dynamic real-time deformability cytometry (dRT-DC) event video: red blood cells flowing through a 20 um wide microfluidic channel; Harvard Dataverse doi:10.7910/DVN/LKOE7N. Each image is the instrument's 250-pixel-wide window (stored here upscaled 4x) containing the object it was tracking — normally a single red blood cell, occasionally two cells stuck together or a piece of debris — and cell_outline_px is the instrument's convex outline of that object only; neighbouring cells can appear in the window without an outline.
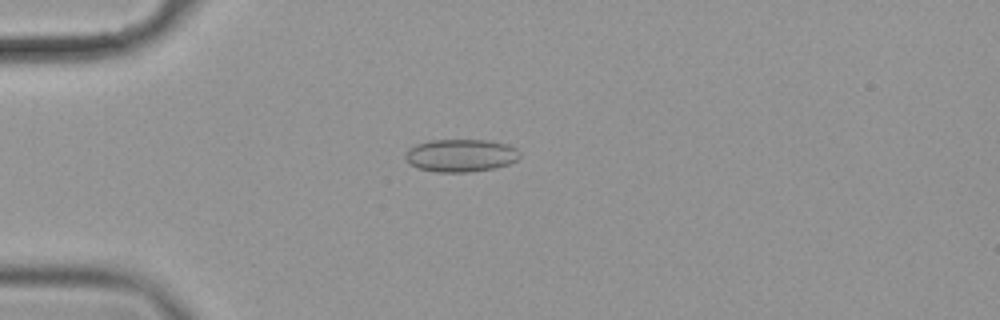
{"species": "common noctule bat (a hibernating species)", "species_latin": "Nyctalus noctula", "temperature_condition": "cold", "stored_images_in_passage": 57, "camera_frame_rate_fps": 3000, "um_per_image_px": 0.085, "animal": {"sex": "female", "body_mass_g": 19.9}, "frame": {"image": 1, "passage_image": 15, "time_ms": 4.667, "image_size_px": [1000, 320], "cell_outline_px": [[520, 156], [516, 160], [508, 164], [496, 168], [468, 172], [436, 172], [420, 168], [412, 164], [404, 156], [404, 152], [408, 148], [416, 144], [428, 140], [488, 140], [508, 144], [516, 148], [520, 152]], "centroid_in_image_um": [39.17, 13.2], "position_along_channel_um": 45.8, "area_um2": 21.91}}
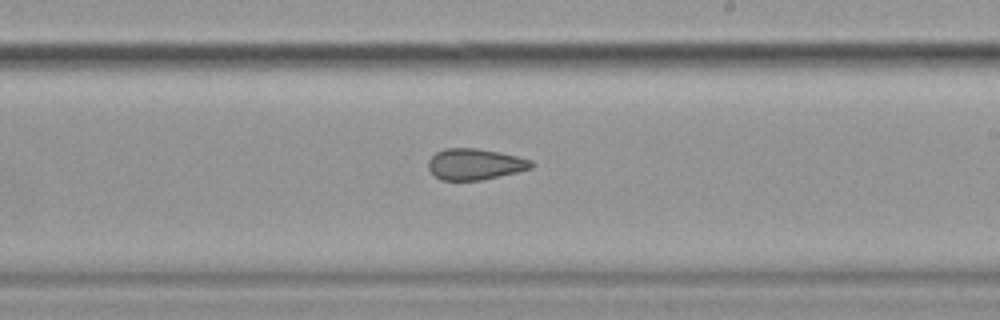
{"frame": {"image": 2, "passage_image": 34, "time_ms": 11.0, "image_size_px": [1000, 320], "cell_outline_px": [[536, 164], [532, 168], [516, 172], [480, 180], [440, 180], [428, 168], [428, 160], [436, 152], [444, 148], [476, 148], [500, 152], [532, 160]], "centroid_in_image_um": [40.37, 13.94], "position_along_channel_um": 248.6, "area_um2": 18.67}}
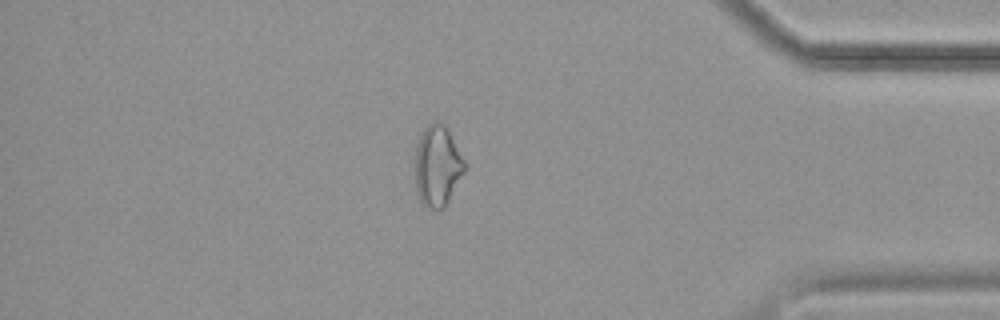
{"frame": {"image": 3, "passage_image": 49, "time_ms": 16.0, "image_size_px": [1000, 320], "cell_outline_px": [[468, 168], [444, 208], [440, 212], [424, 208], [416, 192], [416, 144], [424, 128], [432, 120], [440, 120], [448, 128]], "centroid_in_image_um": [37.2, 14.13], "position_along_channel_um": 398.0, "area_um2": 23.99}, "authors_computed_cell_mechanics": {"area_um2": 21.7328, "velocity_mm_per_s": 3.5559, "shape_relaxation_time_tau1_ms": null, "shape_relaxation_time_tau2_ms": 2.6007, "deformation_change_tau1": null, "deformation_change_tau2": 0.0781}}